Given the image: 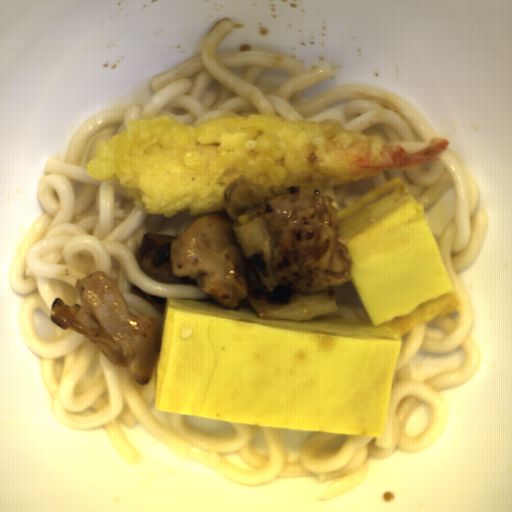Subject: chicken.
I'll use <instances>...</instances> for the list:
<instances>
[{"instance_id": "1", "label": "chicken", "mask_w": 512, "mask_h": 512, "mask_svg": "<svg viewBox=\"0 0 512 512\" xmlns=\"http://www.w3.org/2000/svg\"><path fill=\"white\" fill-rule=\"evenodd\" d=\"M136 260L160 283L197 285L209 297L200 300L230 310L249 308L245 257L226 211L201 216L178 235L145 232Z\"/></svg>"}]
</instances>
